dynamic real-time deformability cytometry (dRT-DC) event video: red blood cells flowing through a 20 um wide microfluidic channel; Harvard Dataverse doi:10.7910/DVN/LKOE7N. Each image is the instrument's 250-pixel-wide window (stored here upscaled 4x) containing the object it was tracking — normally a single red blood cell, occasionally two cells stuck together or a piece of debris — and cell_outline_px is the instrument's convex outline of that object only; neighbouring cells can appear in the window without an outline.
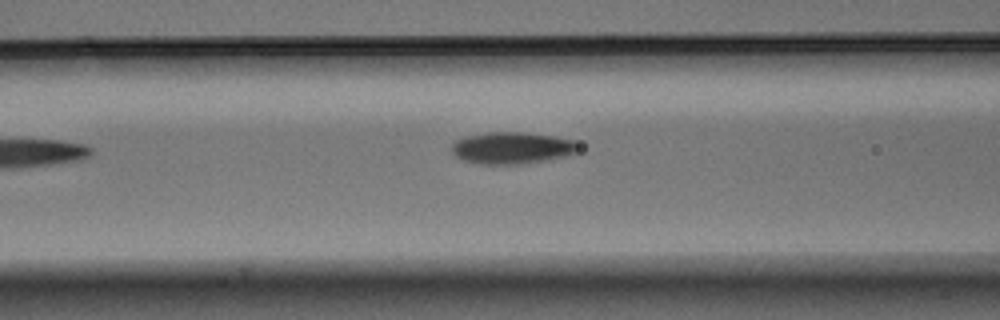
{"species": "Egyptian fruit bat (a non-hibernating species)", "species_latin": "Rousettus aegyptiacus", "temperature_condition": "warm", "stored_images_in_passage": 8, "camera_frame_rate_fps": 3000, "um_per_image_px": 0.085, "animal": {"sex": "male"}, "frame": {"image": 1, "passage_image": 7, "time_ms": 2.0, "image_size_px": [1000, 320], "cell_outline_px": [[580, 148], [576, 152], [564, 156], [520, 164], [480, 164], [464, 160], [456, 156], [452, 152], [452, 144], [456, 140], [464, 136], [488, 132], [524, 132], [556, 136], [576, 140], [580, 144]], "centroid_in_image_um": [43.54, 12.55], "position_along_channel_um": 123.1, "area_um2": 23.58}}
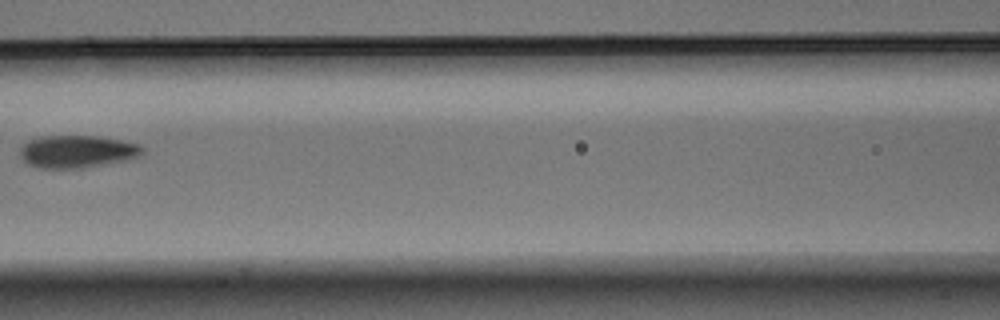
{"frame": {"image": 2, "passage_image": 8, "time_ms": 2.333, "image_size_px": [1000, 320], "cell_outline_px": [[144, 152], [140, 156], [124, 160], [80, 168], [36, 168], [28, 164], [20, 156], [20, 148], [28, 140], [40, 136], [96, 136], [120, 140], [140, 144], [144, 148]], "centroid_in_image_um": [6.53, 12.87], "position_along_channel_um": 160.1, "area_um2": 23.12}}